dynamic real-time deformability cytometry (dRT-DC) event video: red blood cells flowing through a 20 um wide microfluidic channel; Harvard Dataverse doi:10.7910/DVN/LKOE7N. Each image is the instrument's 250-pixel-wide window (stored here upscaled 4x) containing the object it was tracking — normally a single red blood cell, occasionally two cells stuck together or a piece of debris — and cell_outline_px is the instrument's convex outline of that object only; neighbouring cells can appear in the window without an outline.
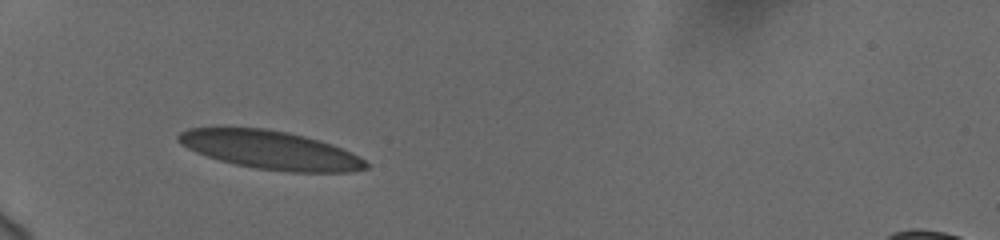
{"species": "human", "species_latin": "Homo sapiens", "temperature_condition": "cold", "stored_images_in_passage": 37, "camera_frame_rate_fps": 3000, "um_per_image_px": 0.085, "donor": {"sex": "female"}, "frame": {"image": 1, "passage_image": 1, "time_ms": 0.0, "image_size_px": [1000, 240], "cell_outline_px": [[368, 168], [352, 172], [288, 172], [256, 168], [236, 164], [220, 160], [196, 152], [180, 144], [176, 140], [176, 136], [180, 132], [188, 128], [264, 128], [288, 132], [320, 140], [332, 144], [364, 160], [368, 164]], "centroid_in_image_um": [22.96, 12.75], "position_along_channel_um": 62.0, "area_um2": 41.67}}
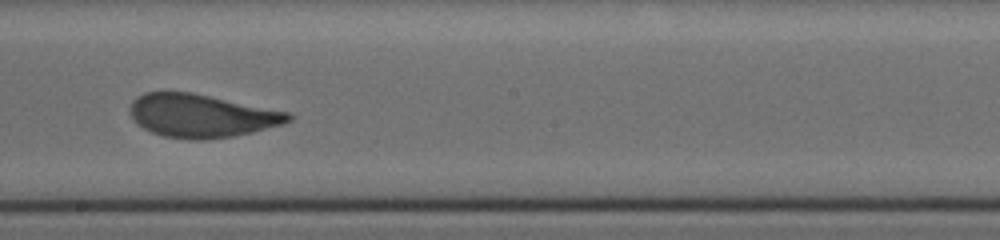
{"frame": {"image": 2, "passage_image": 16, "time_ms": 5.0, "image_size_px": [1000, 240], "cell_outline_px": [[292, 120], [284, 124], [252, 132], [232, 136], [204, 140], [188, 140], [164, 136], [152, 132], [136, 124], [128, 112], [128, 108], [132, 100], [136, 96], [144, 92], [192, 92], [292, 112]], "centroid_in_image_um": [17.11, 9.83], "position_along_channel_um": 231.1, "area_um2": 40.4}}
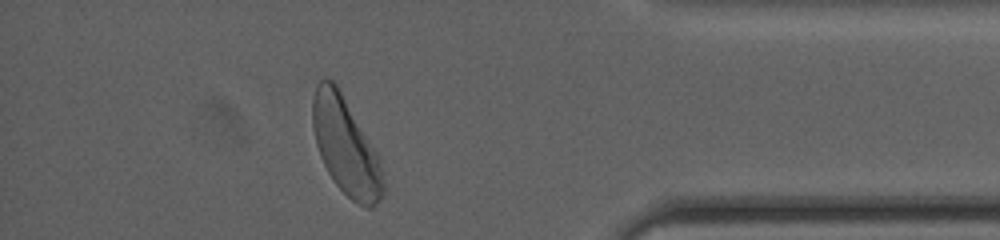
{"frame": {"image": 3, "passage_image": 32, "time_ms": 10.333, "image_size_px": [1000, 240], "cell_outline_px": [[384, 192], [376, 204], [372, 208], [368, 208], [352, 200], [336, 184], [328, 172], [320, 156], [316, 144], [312, 124], [312, 100], [316, 84], [324, 76], [332, 80], [336, 84], [380, 156], [384, 180]], "centroid_in_image_um": [29.39, 12.41], "position_along_channel_um": 405.8, "area_um2": 40.0}, "authors_computed_cell_mechanics": {"area_um2": 40.2866, "velocity_mm_per_s": 3.7012, "shape_relaxation_time_tau1_ms": 2.88, "shape_relaxation_time_tau2_ms": null, "deformation_change_tau1": 0.1376, "deformation_change_tau2": null}}